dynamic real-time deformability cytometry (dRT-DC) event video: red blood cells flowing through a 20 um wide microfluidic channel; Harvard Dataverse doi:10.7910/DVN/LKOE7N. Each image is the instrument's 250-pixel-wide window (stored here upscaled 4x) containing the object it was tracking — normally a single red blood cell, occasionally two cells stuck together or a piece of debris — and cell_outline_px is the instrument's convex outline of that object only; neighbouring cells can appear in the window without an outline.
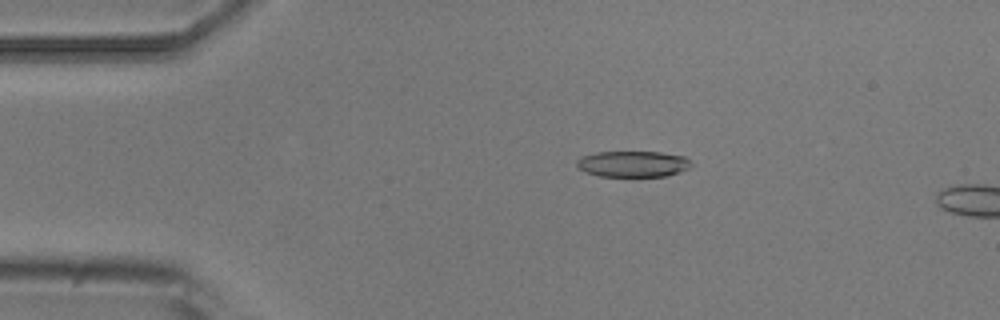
{"species": "common noctule bat (a hibernating species)", "species_latin": "Nyctalus noctula", "temperature_condition": "room temperature", "stored_images_in_passage": 3, "camera_frame_rate_fps": 3000, "um_per_image_px": 0.085, "animal": {"sex": "male", "body_mass_g": 20.5, "forearm_length_mm": 52.5}, "frame": {"image": 1, "passage_image": 2, "time_ms": 1.333, "image_size_px": [1000, 320], "cell_outline_px": [[692, 164], [688, 168], [680, 172], [664, 176], [600, 176], [588, 172], [580, 168], [576, 164], [576, 160], [584, 156], [596, 152], [660, 152], [684, 156]], "centroid_in_image_um": [53.81, 13.93], "position_along_channel_um": 31.2, "area_um2": 17.11}}